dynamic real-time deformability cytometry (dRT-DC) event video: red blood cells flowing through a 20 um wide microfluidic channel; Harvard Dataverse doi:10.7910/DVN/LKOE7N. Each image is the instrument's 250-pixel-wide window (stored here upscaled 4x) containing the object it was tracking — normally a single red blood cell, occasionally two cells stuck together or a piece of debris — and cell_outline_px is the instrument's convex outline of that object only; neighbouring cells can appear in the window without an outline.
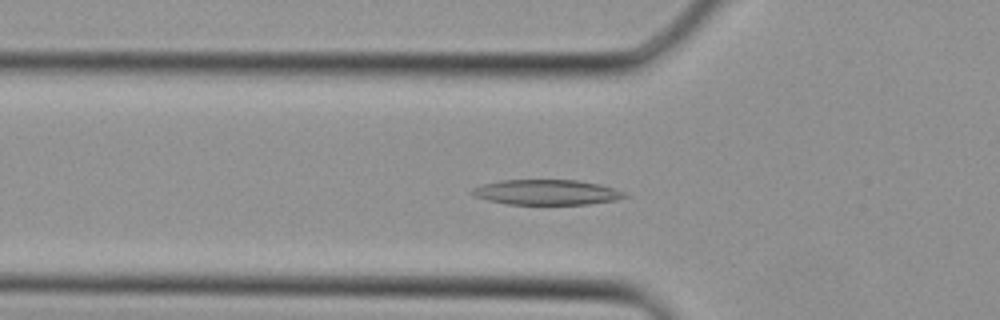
{"species": "Egyptian fruit bat (a non-hibernating species)", "species_latin": "Rousettus aegyptiacus", "temperature_condition": "cold", "stored_images_in_passage": 36, "camera_frame_rate_fps": 3000, "um_per_image_px": 0.085, "animal": {"sex": "female"}, "frame": {"image": 1, "passage_image": 12, "time_ms": 3.667, "image_size_px": [1000, 320], "cell_outline_px": [[628, 196], [616, 200], [588, 204], [508, 204], [488, 200], [476, 196], [472, 192], [472, 188], [484, 184], [500, 180], [576, 180], [600, 184], [624, 192]], "centroid_in_image_um": [46.48, 16.34], "position_along_channel_um": 79.3, "area_um2": 22.14}}
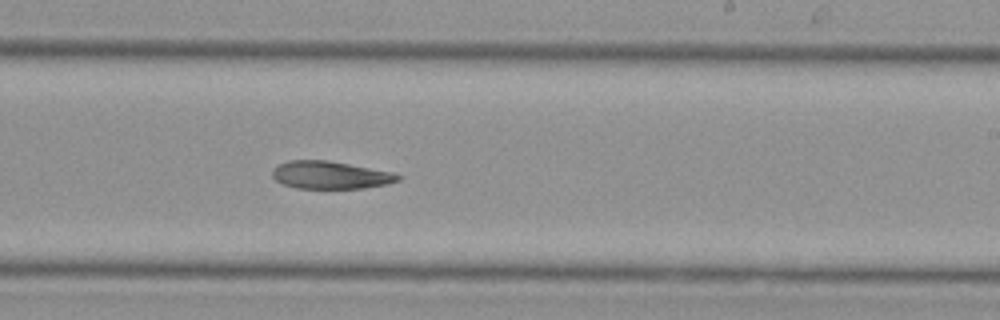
{"frame": {"image": 2, "passage_image": 22, "time_ms": 7.0, "image_size_px": [1000, 320], "cell_outline_px": [[404, 176], [400, 180], [388, 184], [364, 188], [296, 188], [284, 184], [276, 180], [272, 176], [272, 168], [288, 160], [328, 160], [392, 172]], "centroid_in_image_um": [28.1, 14.87], "position_along_channel_um": 260.9, "area_um2": 20.29}}
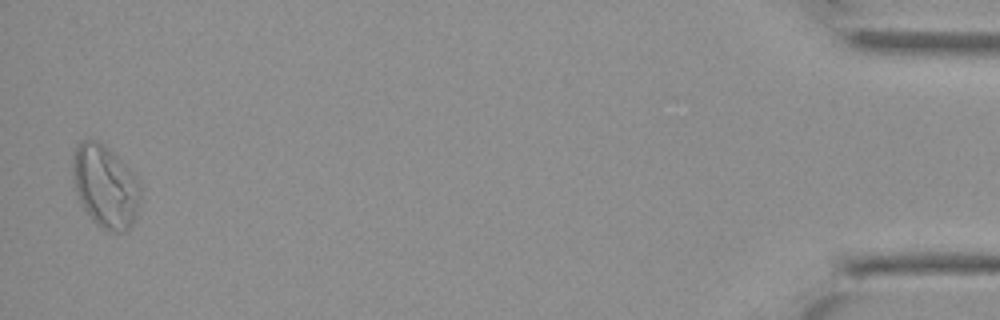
{"frame": {"image": 3, "passage_image": 36, "time_ms": 11.667, "image_size_px": [1000, 320], "cell_outline_px": [[140, 200], [132, 224], [124, 232], [108, 232], [100, 228], [92, 220], [80, 204], [72, 172], [72, 152], [80, 140], [96, 140], [104, 144], [140, 180]], "centroid_in_image_um": [8.93, 15.84], "position_along_channel_um": 426.3, "area_um2": 32.77}}